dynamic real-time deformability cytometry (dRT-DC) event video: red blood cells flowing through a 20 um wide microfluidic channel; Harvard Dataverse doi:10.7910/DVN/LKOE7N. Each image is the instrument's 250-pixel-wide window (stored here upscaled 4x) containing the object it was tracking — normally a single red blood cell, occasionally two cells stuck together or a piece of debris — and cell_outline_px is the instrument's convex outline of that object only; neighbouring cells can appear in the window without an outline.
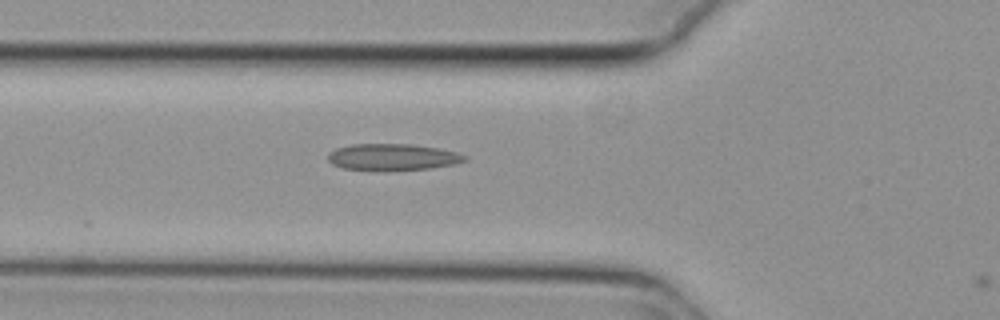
{"species": "common noctule bat (a hibernating species)", "species_latin": "Nyctalus noctula", "temperature_condition": "cold", "stored_images_in_passage": 20, "camera_frame_rate_fps": 3000, "um_per_image_px": 0.085, "animal": {"sex": "female", "body_mass_g": 29.2, "forearm_length_mm": 56.3}, "frame": {"image": 1, "passage_image": 19, "time_ms": 6.0, "image_size_px": [1000, 320], "cell_outline_px": [[468, 160], [452, 164], [428, 168], [388, 172], [376, 172], [340, 168], [332, 164], [328, 160], [328, 152], [336, 148], [352, 144], [412, 144], [436, 148], [456, 152], [468, 156]], "centroid_in_image_um": [33.3, 13.38], "position_along_channel_um": 92.5, "area_um2": 21.73}}